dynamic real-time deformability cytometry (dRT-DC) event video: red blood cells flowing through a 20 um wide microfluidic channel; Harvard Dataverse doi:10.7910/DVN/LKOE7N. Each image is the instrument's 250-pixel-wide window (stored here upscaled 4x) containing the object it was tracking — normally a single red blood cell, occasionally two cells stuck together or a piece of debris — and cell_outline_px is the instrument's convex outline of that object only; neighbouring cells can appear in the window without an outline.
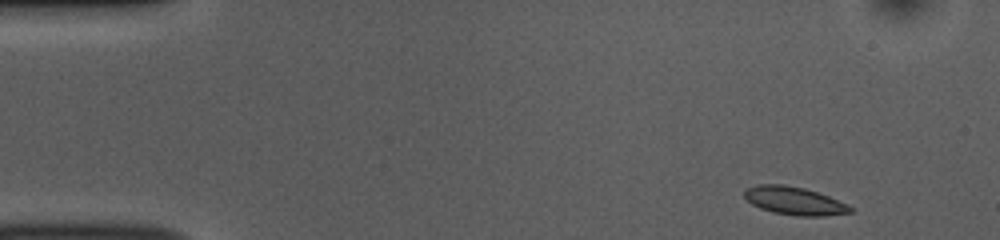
{"species": "common noctule bat (a hibernating species)", "species_latin": "Nyctalus noctula", "temperature_condition": "room temperature", "stored_images_in_passage": 50, "camera_frame_rate_fps": 3000, "um_per_image_px": 0.085, "animal": {"sex": "female", "body_mass_g": 10.0, "forearm_length_mm": 53.1}, "frame": {"image": 1, "passage_image": 1, "time_ms": 0.0, "image_size_px": [1000, 240], "cell_outline_px": [[852, 212], [824, 216], [796, 216], [772, 212], [760, 208], [752, 204], [744, 196], [744, 192], [748, 188], [756, 184], [784, 184], [804, 188], [828, 196], [852, 208]], "centroid_in_image_um": [67.47, 17.07], "position_along_channel_um": 17.5, "area_um2": 17.11}}
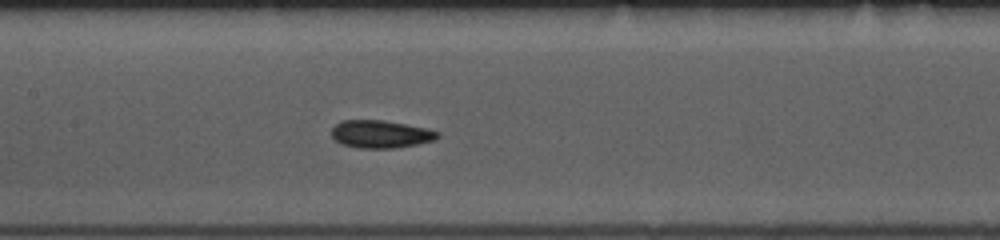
{"frame": {"image": 2, "passage_image": 21, "time_ms": 6.667, "image_size_px": [1000, 240], "cell_outline_px": [[440, 136], [436, 140], [396, 148], [360, 148], [340, 144], [332, 136], [332, 128], [340, 120], [384, 120], [428, 128], [440, 132]], "centroid_in_image_um": [32.38, 11.39], "position_along_channel_um": 175.0, "area_um2": 17.28}}
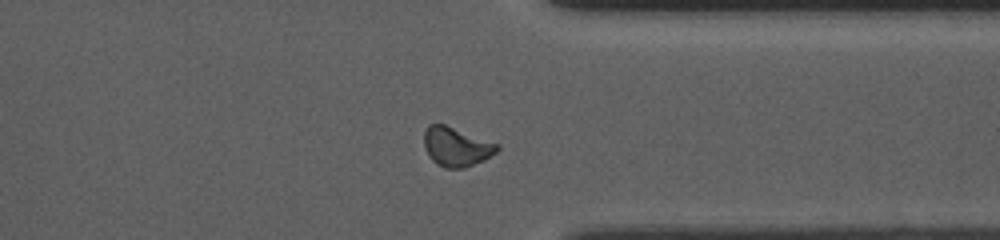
{"frame": {"image": 3, "passage_image": 37, "time_ms": 12.0, "image_size_px": [1000, 240], "cell_outline_px": [[500, 148], [496, 152], [484, 160], [464, 168], [444, 168], [436, 164], [432, 160], [424, 144], [424, 132], [428, 124], [444, 124], [500, 144]], "centroid_in_image_um": [38.8, 12.47], "position_along_channel_um": 372.6, "area_um2": 16.65}, "authors_computed_cell_mechanics": {"area_um2": 16.8198, "velocity_mm_per_s": 3.763, "shape_relaxation_time_tau1_ms": 4.5311, "shape_relaxation_time_tau2_ms": 3.2683, "deformation_change_tau1": 0.1028, "deformation_change_tau2": 0.0541}}